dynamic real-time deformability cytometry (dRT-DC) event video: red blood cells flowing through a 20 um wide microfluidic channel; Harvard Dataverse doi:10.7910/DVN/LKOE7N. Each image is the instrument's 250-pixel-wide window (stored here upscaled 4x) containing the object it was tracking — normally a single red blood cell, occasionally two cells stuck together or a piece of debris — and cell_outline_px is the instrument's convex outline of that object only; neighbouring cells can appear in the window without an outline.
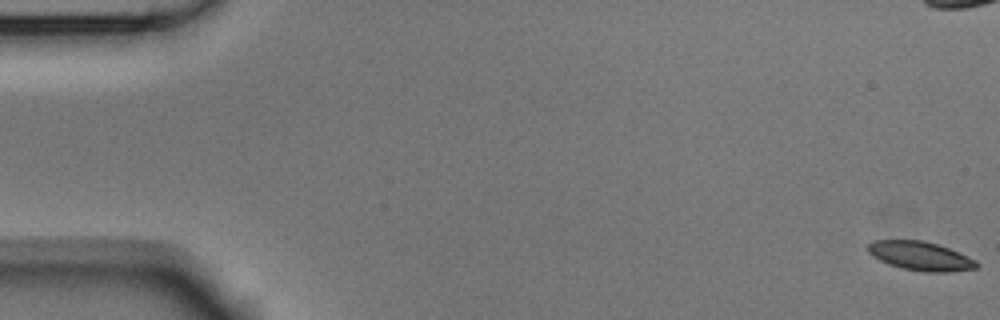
{"species": "Egyptian fruit bat (a non-hibernating species)", "species_latin": "Rousettus aegyptiacus", "temperature_condition": "room temperature", "stored_images_in_passage": 5, "camera_frame_rate_fps": 3000, "um_per_image_px": 0.085, "animal": {"sex": "male"}, "frame": {"image": 1, "passage_image": 1, "time_ms": 0.0, "image_size_px": [1000, 320], "cell_outline_px": [[980, 264], [976, 268], [948, 272], [924, 272], [904, 268], [888, 264], [872, 256], [868, 252], [868, 244], [872, 240], [924, 240], [948, 248], [976, 260]], "centroid_in_image_um": [78.22, 21.76], "position_along_channel_um": 6.8, "area_um2": 18.21}}